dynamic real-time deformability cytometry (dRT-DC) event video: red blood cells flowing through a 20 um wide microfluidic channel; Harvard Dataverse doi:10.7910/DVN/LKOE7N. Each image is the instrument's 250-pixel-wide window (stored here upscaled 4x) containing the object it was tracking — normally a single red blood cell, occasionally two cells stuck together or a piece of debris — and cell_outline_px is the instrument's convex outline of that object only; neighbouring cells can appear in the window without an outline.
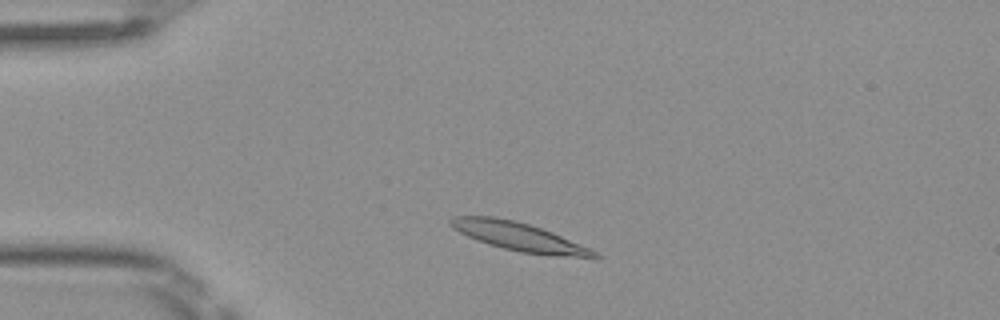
{"species": "Egyptian fruit bat (a non-hibernating species)", "species_latin": "Rousettus aegyptiacus", "temperature_condition": "room temperature", "stored_images_in_passage": 2, "camera_frame_rate_fps": 3000, "um_per_image_px": 0.085, "frame": {"image": 1, "passage_image": 1, "time_ms": 0.0, "image_size_px": [1000, 320], "cell_outline_px": [[600, 256], [596, 260], [552, 256], [520, 252], [488, 244], [476, 240], [452, 228], [448, 224], [448, 220], [452, 216], [492, 216], [516, 220], [552, 232], [588, 248], [596, 252]], "centroid_in_image_um": [44.14, 20.14], "position_along_channel_um": 40.9, "area_um2": 24.1}}